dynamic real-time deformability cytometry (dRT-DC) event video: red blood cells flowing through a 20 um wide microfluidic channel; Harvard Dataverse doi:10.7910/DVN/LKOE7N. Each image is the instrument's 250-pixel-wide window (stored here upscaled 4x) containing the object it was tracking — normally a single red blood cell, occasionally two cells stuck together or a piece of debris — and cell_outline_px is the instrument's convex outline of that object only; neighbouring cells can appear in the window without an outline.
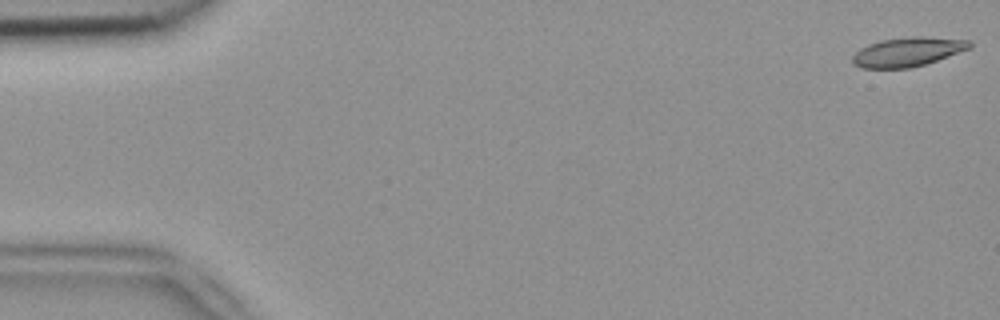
{"species": "common noctule bat (a hibernating species)", "species_latin": "Nyctalus noctula", "temperature_condition": "room temperature", "stored_images_in_passage": 4, "camera_frame_rate_fps": 3000, "um_per_image_px": 0.085, "animal": {"sex": "female", "body_mass_g": 18.4}, "frame": {"image": 1, "passage_image": 1, "time_ms": 0.0, "image_size_px": [1000, 320], "cell_outline_px": [[972, 48], [924, 64], [908, 68], [860, 68], [852, 64], [852, 56], [860, 48], [868, 44], [880, 40], [912, 36], [924, 36], [968, 40], [972, 44]], "centroid_in_image_um": [77.12, 4.4], "position_along_channel_um": 7.9, "area_um2": 19.94}}